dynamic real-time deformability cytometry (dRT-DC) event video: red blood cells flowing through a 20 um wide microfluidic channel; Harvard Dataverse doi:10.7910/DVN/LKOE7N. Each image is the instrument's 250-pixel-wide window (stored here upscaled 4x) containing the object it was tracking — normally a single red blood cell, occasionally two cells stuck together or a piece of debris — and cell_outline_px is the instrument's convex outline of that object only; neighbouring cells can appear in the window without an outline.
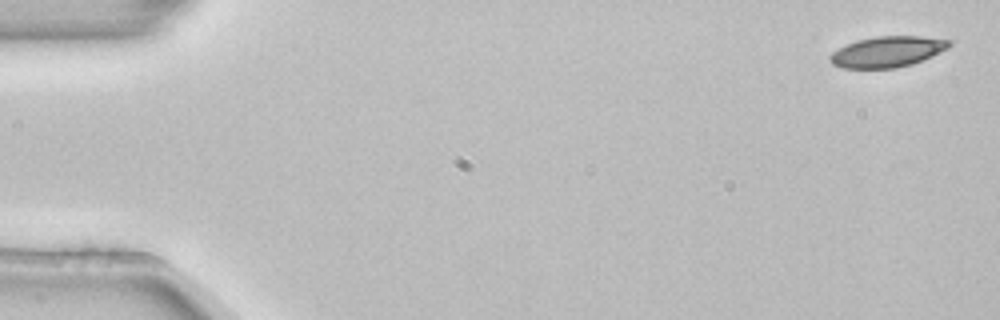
{"species": "common noctule bat (a hibernating species)", "species_latin": "Nyctalus noctula", "temperature_condition": "room temperature", "stored_images_in_passage": 3, "camera_frame_rate_fps": 3000, "um_per_image_px": 0.085, "animal": {"sex": "female", "body_mass_g": 22.7, "forearm_length_mm": 54.2}, "frame": {"image": 1, "passage_image": 1, "time_ms": 0.0, "image_size_px": [1000, 320], "cell_outline_px": [[952, 44], [948, 48], [932, 56], [912, 64], [896, 68], [844, 68], [832, 64], [828, 60], [828, 56], [832, 52], [856, 40], [876, 36], [920, 36], [952, 40]], "centroid_in_image_um": [75.43, 4.39], "position_along_channel_um": 9.6, "area_um2": 21.44}}